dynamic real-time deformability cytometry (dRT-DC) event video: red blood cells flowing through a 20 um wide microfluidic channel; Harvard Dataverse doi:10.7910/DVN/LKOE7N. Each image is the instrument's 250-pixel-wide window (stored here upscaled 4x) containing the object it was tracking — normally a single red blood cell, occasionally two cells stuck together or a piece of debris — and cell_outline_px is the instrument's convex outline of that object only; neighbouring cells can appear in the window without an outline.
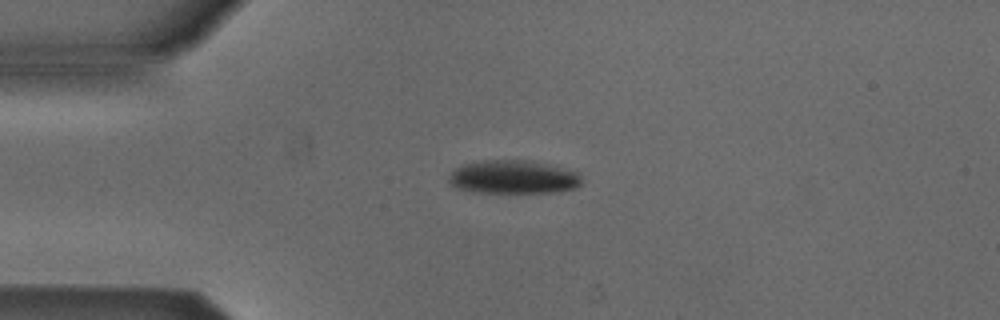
{"species": "Egyptian fruit bat (a non-hibernating species)", "species_latin": "Rousettus aegyptiacus", "temperature_condition": "cold", "stored_images_in_passage": 3, "camera_frame_rate_fps": 3000, "um_per_image_px": 0.085, "animal": {"sex": "male"}, "frame": {"image": 1, "passage_image": 3, "time_ms": 0.667, "image_size_px": [1000, 320], "cell_outline_px": [[580, 184], [576, 188], [556, 192], [476, 192], [456, 188], [448, 180], [448, 176], [456, 168], [464, 164], [476, 160], [532, 160], [556, 164], [580, 172]], "centroid_in_image_um": [43.68, 15.02], "position_along_channel_um": 41.3, "area_um2": 26.36}}